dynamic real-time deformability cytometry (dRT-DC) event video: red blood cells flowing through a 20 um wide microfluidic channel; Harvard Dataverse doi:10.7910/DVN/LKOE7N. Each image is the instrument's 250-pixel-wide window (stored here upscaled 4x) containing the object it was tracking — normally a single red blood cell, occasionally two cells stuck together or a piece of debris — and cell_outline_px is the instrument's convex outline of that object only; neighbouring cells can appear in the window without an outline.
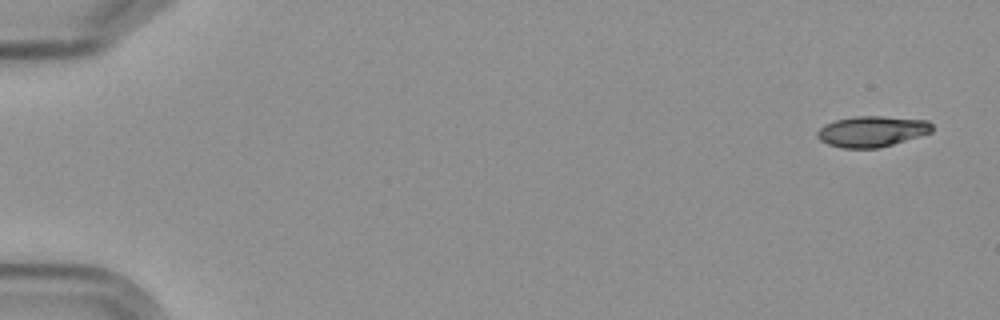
{"species": "Egyptian fruit bat (a non-hibernating species)", "species_latin": "Rousettus aegyptiacus", "temperature_condition": "cold", "stored_images_in_passage": 7, "camera_frame_rate_fps": 3000, "um_per_image_px": 0.085, "frame": {"image": 1, "passage_image": 1, "time_ms": 0.0, "image_size_px": [1000, 320], "cell_outline_px": [[932, 132], [920, 136], [880, 148], [844, 148], [828, 144], [820, 140], [816, 136], [816, 132], [824, 124], [836, 120], [852, 116], [884, 116], [928, 120], [932, 124]], "centroid_in_image_um": [74.11, 11.16], "position_along_channel_um": 10.9, "area_um2": 20.75}}
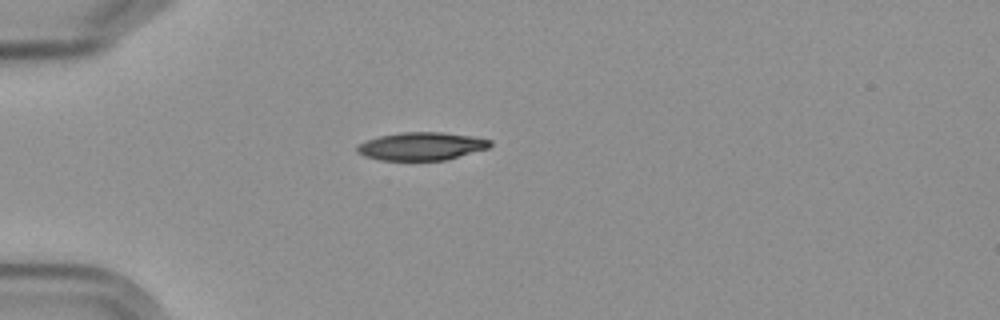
{"frame": {"image": 2, "passage_image": 5, "time_ms": 4.667, "image_size_px": [1000, 320], "cell_outline_px": [[492, 144], [488, 148], [448, 160], [380, 160], [364, 156], [356, 152], [356, 144], [380, 136], [400, 132], [440, 132], [472, 136], [492, 140]], "centroid_in_image_um": [35.82, 12.43], "position_along_channel_um": 49.2, "area_um2": 21.79}}
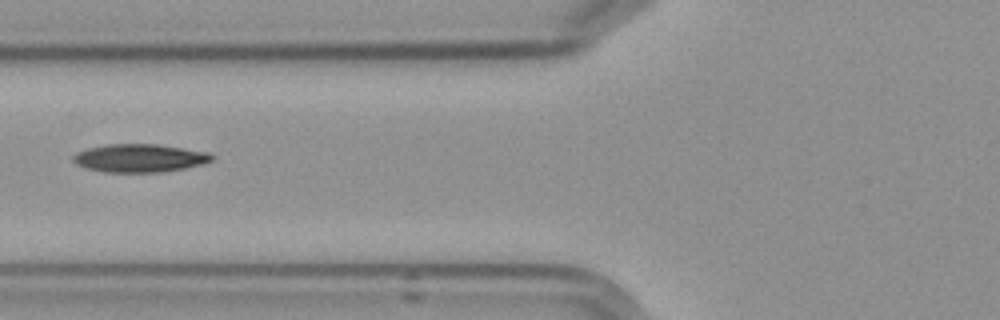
{"frame": {"image": 3, "passage_image": 7, "time_ms": 7.0, "image_size_px": [1000, 320], "cell_outline_px": [[212, 160], [200, 164], [184, 168], [160, 172], [104, 172], [88, 168], [76, 164], [72, 160], [72, 156], [76, 152], [88, 148], [104, 144], [156, 144], [184, 148], [208, 152], [212, 156]], "centroid_in_image_um": [11.81, 13.43], "position_along_channel_um": 114.0, "area_um2": 22.6}}